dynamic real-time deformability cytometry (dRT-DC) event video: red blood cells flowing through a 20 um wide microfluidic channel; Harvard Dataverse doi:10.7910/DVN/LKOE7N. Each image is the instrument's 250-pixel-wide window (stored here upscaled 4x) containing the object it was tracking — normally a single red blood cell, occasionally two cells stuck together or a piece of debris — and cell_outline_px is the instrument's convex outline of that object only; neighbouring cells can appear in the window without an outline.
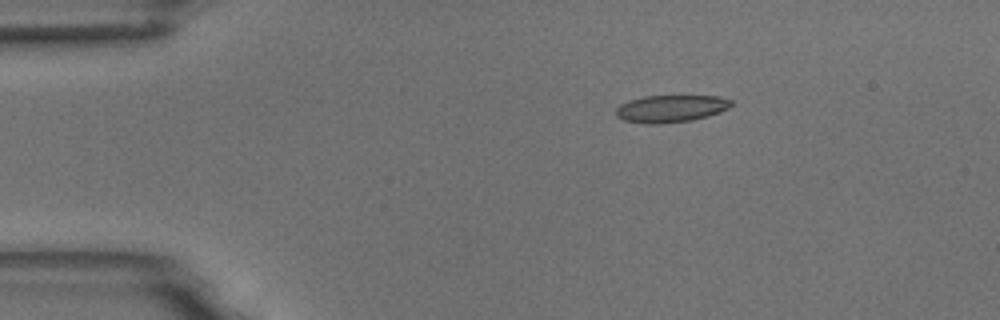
{"species": "common noctule bat (a hibernating species)", "species_latin": "Nyctalus noctula", "temperature_condition": "room temperature", "stored_images_in_passage": 5, "camera_frame_rate_fps": 3000, "um_per_image_px": 0.085, "animal": {"sex": "male", "body_mass_g": 18.8}, "frame": {"image": 1, "passage_image": 3, "time_ms": 3.0, "image_size_px": [1000, 320], "cell_outline_px": [[732, 104], [728, 108], [720, 112], [708, 116], [692, 120], [656, 124], [648, 124], [624, 120], [616, 116], [616, 108], [620, 104], [628, 100], [644, 96], [720, 96], [732, 100]], "centroid_in_image_um": [57.01, 9.23], "position_along_channel_um": 28.0, "area_um2": 18.32}}
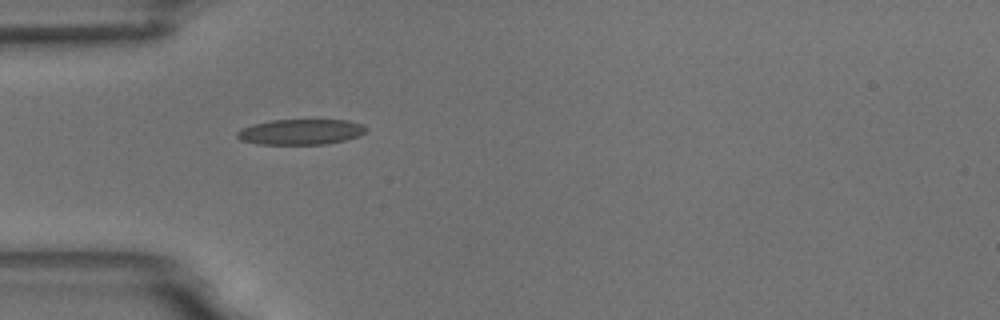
{"frame": {"image": 2, "passage_image": 5, "time_ms": 5.333, "image_size_px": [1000, 320], "cell_outline_px": [[368, 128], [360, 136], [344, 140], [324, 144], [256, 144], [240, 140], [236, 136], [236, 132], [252, 124], [272, 120], [348, 120], [364, 124]], "centroid_in_image_um": [25.58, 11.21], "position_along_channel_um": 59.4, "area_um2": 19.19}}